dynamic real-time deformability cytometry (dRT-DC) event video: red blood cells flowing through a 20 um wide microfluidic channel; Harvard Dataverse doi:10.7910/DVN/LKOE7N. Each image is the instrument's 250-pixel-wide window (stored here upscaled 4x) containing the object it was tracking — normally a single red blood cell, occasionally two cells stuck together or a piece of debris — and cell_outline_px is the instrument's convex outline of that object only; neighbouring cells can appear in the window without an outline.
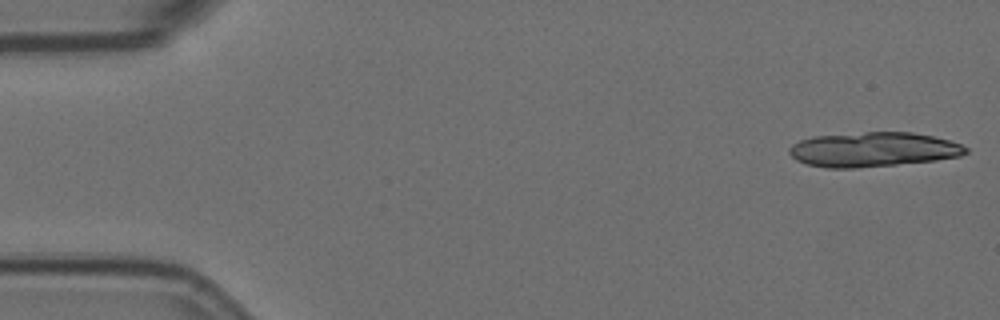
{"species": "Egyptian fruit bat (a non-hibernating species)", "species_latin": "Rousettus aegyptiacus", "temperature_condition": "room temperature", "stored_images_in_passage": 14, "camera_frame_rate_fps": 3000, "um_per_image_px": 0.085, "animal": {"sex": "female"}, "frame": {"image": 1, "passage_image": 1, "time_ms": 0.0, "image_size_px": [1000, 320], "cell_outline_px": [[968, 152], [960, 156], [936, 160], [856, 168], [828, 168], [804, 164], [796, 160], [788, 152], [788, 148], [792, 144], [800, 140], [812, 136], [864, 132], [912, 132], [932, 136], [948, 140], [960, 144], [968, 148]], "centroid_in_image_um": [74.18, 12.71], "position_along_channel_um": 10.8, "area_um2": 35.66}}